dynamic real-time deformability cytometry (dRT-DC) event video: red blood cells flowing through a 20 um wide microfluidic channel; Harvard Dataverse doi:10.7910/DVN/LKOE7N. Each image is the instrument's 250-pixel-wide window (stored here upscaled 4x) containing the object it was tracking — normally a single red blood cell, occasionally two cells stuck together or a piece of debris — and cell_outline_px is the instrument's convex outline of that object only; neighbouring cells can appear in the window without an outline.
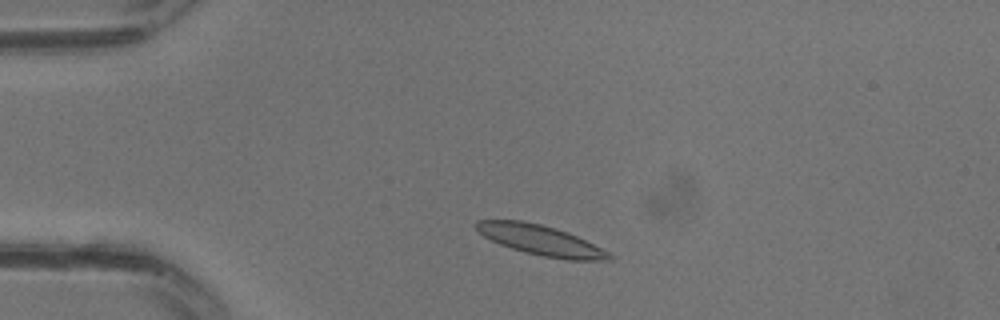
{"species": "common noctule bat (a hibernating species)", "species_latin": "Nyctalus noctula", "temperature_condition": "warm", "stored_images_in_passage": 17, "camera_frame_rate_fps": 3000, "um_per_image_px": 0.085, "animal": {"sex": "male", "body_mass_g": 13.3}, "frame": {"image": 1, "passage_image": 3, "time_ms": 0.667, "image_size_px": [1000, 320], "cell_outline_px": [[612, 260], [568, 260], [544, 256], [524, 252], [500, 244], [484, 236], [472, 224], [476, 220], [520, 220], [540, 224], [568, 232], [608, 252], [612, 256]], "centroid_in_image_um": [45.92, 20.41], "position_along_channel_um": 39.1, "area_um2": 22.95}}
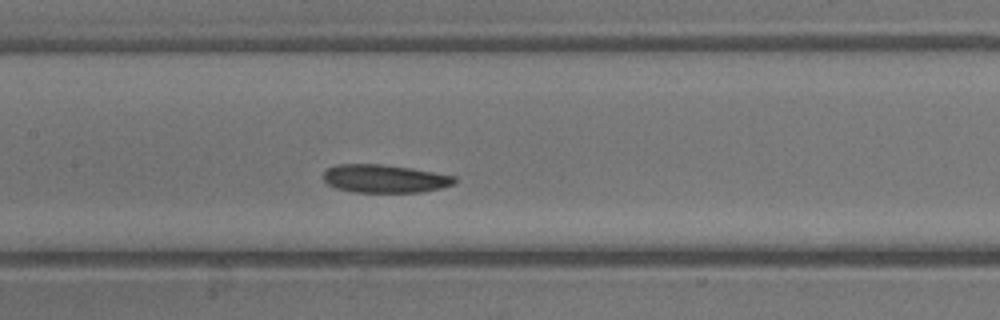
{"frame": {"image": 2, "passage_image": 11, "time_ms": 3.333, "image_size_px": [1000, 320], "cell_outline_px": [[456, 180], [452, 184], [440, 188], [420, 192], [352, 192], [336, 188], [328, 184], [324, 180], [324, 172], [328, 168], [336, 164], [380, 164], [412, 168], [456, 176]], "centroid_in_image_um": [32.68, 15.18], "position_along_channel_um": 174.7, "area_um2": 21.44}}
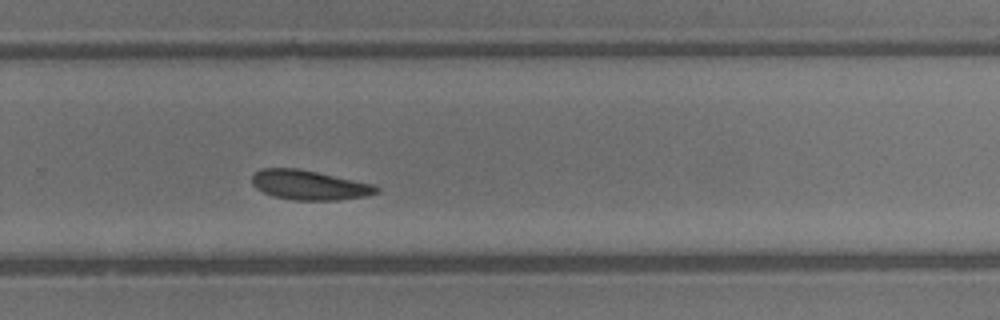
{"frame": {"image": 3, "passage_image": 17, "time_ms": 5.333, "image_size_px": [1000, 320], "cell_outline_px": [[380, 192], [368, 196], [336, 200], [292, 200], [276, 196], [264, 192], [256, 188], [252, 184], [252, 176], [260, 168], [296, 168], [316, 172], [372, 184], [380, 188]], "centroid_in_image_um": [26.29, 15.73], "position_along_channel_um": 303.5, "area_um2": 21.27}}